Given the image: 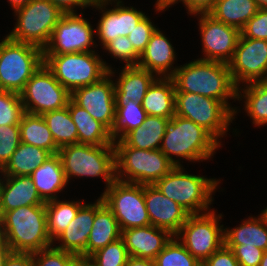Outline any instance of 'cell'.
<instances>
[{"mask_svg": "<svg viewBox=\"0 0 267 266\" xmlns=\"http://www.w3.org/2000/svg\"><path fill=\"white\" fill-rule=\"evenodd\" d=\"M171 78L175 92L195 93L222 101L237 114L238 107L233 108L228 102L229 98L234 101L238 99V87L232 79L228 64L199 58L178 66Z\"/></svg>", "mask_w": 267, "mask_h": 266, "instance_id": "obj_1", "label": "cell"}, {"mask_svg": "<svg viewBox=\"0 0 267 266\" xmlns=\"http://www.w3.org/2000/svg\"><path fill=\"white\" fill-rule=\"evenodd\" d=\"M0 235L14 253H35L52 246L45 205L22 206L0 217Z\"/></svg>", "mask_w": 267, "mask_h": 266, "instance_id": "obj_2", "label": "cell"}, {"mask_svg": "<svg viewBox=\"0 0 267 266\" xmlns=\"http://www.w3.org/2000/svg\"><path fill=\"white\" fill-rule=\"evenodd\" d=\"M221 145L203 127L174 115L167 124L160 150L175 166H182L180 158L192 162L208 160ZM172 155L180 158L176 160Z\"/></svg>", "mask_w": 267, "mask_h": 266, "instance_id": "obj_3", "label": "cell"}, {"mask_svg": "<svg viewBox=\"0 0 267 266\" xmlns=\"http://www.w3.org/2000/svg\"><path fill=\"white\" fill-rule=\"evenodd\" d=\"M184 169L183 166H174L154 185L190 215L211 211L209 205L213 202L212 195L220 179L185 173Z\"/></svg>", "mask_w": 267, "mask_h": 266, "instance_id": "obj_4", "label": "cell"}, {"mask_svg": "<svg viewBox=\"0 0 267 266\" xmlns=\"http://www.w3.org/2000/svg\"><path fill=\"white\" fill-rule=\"evenodd\" d=\"M67 181L71 177H102L106 189L116 180L114 145L69 144L59 148Z\"/></svg>", "mask_w": 267, "mask_h": 266, "instance_id": "obj_5", "label": "cell"}, {"mask_svg": "<svg viewBox=\"0 0 267 266\" xmlns=\"http://www.w3.org/2000/svg\"><path fill=\"white\" fill-rule=\"evenodd\" d=\"M114 147L116 179L123 182L154 185L175 166L160 149L141 150L122 140L114 141Z\"/></svg>", "mask_w": 267, "mask_h": 266, "instance_id": "obj_6", "label": "cell"}, {"mask_svg": "<svg viewBox=\"0 0 267 266\" xmlns=\"http://www.w3.org/2000/svg\"><path fill=\"white\" fill-rule=\"evenodd\" d=\"M44 64L70 93L100 81L112 69L95 51L43 54Z\"/></svg>", "mask_w": 267, "mask_h": 266, "instance_id": "obj_7", "label": "cell"}, {"mask_svg": "<svg viewBox=\"0 0 267 266\" xmlns=\"http://www.w3.org/2000/svg\"><path fill=\"white\" fill-rule=\"evenodd\" d=\"M43 63L42 49L6 36L0 42V90L20 94Z\"/></svg>", "mask_w": 267, "mask_h": 266, "instance_id": "obj_8", "label": "cell"}, {"mask_svg": "<svg viewBox=\"0 0 267 266\" xmlns=\"http://www.w3.org/2000/svg\"><path fill=\"white\" fill-rule=\"evenodd\" d=\"M14 13L17 22L7 36L13 41L31 44L42 50L64 14L50 0H31Z\"/></svg>", "mask_w": 267, "mask_h": 266, "instance_id": "obj_9", "label": "cell"}, {"mask_svg": "<svg viewBox=\"0 0 267 266\" xmlns=\"http://www.w3.org/2000/svg\"><path fill=\"white\" fill-rule=\"evenodd\" d=\"M175 115L203 127L220 144L219 140L235 119V114L222 101L187 92H175Z\"/></svg>", "mask_w": 267, "mask_h": 266, "instance_id": "obj_10", "label": "cell"}, {"mask_svg": "<svg viewBox=\"0 0 267 266\" xmlns=\"http://www.w3.org/2000/svg\"><path fill=\"white\" fill-rule=\"evenodd\" d=\"M120 229L151 225L144 199V185L115 180L100 196Z\"/></svg>", "mask_w": 267, "mask_h": 266, "instance_id": "obj_11", "label": "cell"}, {"mask_svg": "<svg viewBox=\"0 0 267 266\" xmlns=\"http://www.w3.org/2000/svg\"><path fill=\"white\" fill-rule=\"evenodd\" d=\"M222 214L214 210L189 215L175 235L187 251L203 263L224 244V226L219 225Z\"/></svg>", "mask_w": 267, "mask_h": 266, "instance_id": "obj_12", "label": "cell"}, {"mask_svg": "<svg viewBox=\"0 0 267 266\" xmlns=\"http://www.w3.org/2000/svg\"><path fill=\"white\" fill-rule=\"evenodd\" d=\"M25 112L42 115L67 106L71 93L54 77L43 63L26 82L20 93Z\"/></svg>", "mask_w": 267, "mask_h": 266, "instance_id": "obj_13", "label": "cell"}, {"mask_svg": "<svg viewBox=\"0 0 267 266\" xmlns=\"http://www.w3.org/2000/svg\"><path fill=\"white\" fill-rule=\"evenodd\" d=\"M93 26L83 18V13H64L51 38L43 49V54H69L96 51Z\"/></svg>", "mask_w": 267, "mask_h": 266, "instance_id": "obj_14", "label": "cell"}, {"mask_svg": "<svg viewBox=\"0 0 267 266\" xmlns=\"http://www.w3.org/2000/svg\"><path fill=\"white\" fill-rule=\"evenodd\" d=\"M237 87L263 81L267 74V40L239 36L236 49L228 63Z\"/></svg>", "mask_w": 267, "mask_h": 266, "instance_id": "obj_15", "label": "cell"}, {"mask_svg": "<svg viewBox=\"0 0 267 266\" xmlns=\"http://www.w3.org/2000/svg\"><path fill=\"white\" fill-rule=\"evenodd\" d=\"M110 69L108 74L100 81L74 90L71 100L79 107L85 109L93 119L102 123L109 131L115 121V75Z\"/></svg>", "mask_w": 267, "mask_h": 266, "instance_id": "obj_16", "label": "cell"}, {"mask_svg": "<svg viewBox=\"0 0 267 266\" xmlns=\"http://www.w3.org/2000/svg\"><path fill=\"white\" fill-rule=\"evenodd\" d=\"M202 38L204 60L228 64L234 54L240 30L216 20L209 13L196 14Z\"/></svg>", "mask_w": 267, "mask_h": 266, "instance_id": "obj_17", "label": "cell"}, {"mask_svg": "<svg viewBox=\"0 0 267 266\" xmlns=\"http://www.w3.org/2000/svg\"><path fill=\"white\" fill-rule=\"evenodd\" d=\"M114 2V3H113ZM113 4V8L107 9ZM94 8L102 13L97 23L96 36L104 47L118 36H128L134 27L146 16L136 8L125 7L121 0H98Z\"/></svg>", "mask_w": 267, "mask_h": 266, "instance_id": "obj_18", "label": "cell"}, {"mask_svg": "<svg viewBox=\"0 0 267 266\" xmlns=\"http://www.w3.org/2000/svg\"><path fill=\"white\" fill-rule=\"evenodd\" d=\"M144 199L152 226L168 230L175 236L190 215L155 185H144Z\"/></svg>", "mask_w": 267, "mask_h": 266, "instance_id": "obj_19", "label": "cell"}, {"mask_svg": "<svg viewBox=\"0 0 267 266\" xmlns=\"http://www.w3.org/2000/svg\"><path fill=\"white\" fill-rule=\"evenodd\" d=\"M173 235L152 225L122 230L121 238L129 256L154 260Z\"/></svg>", "mask_w": 267, "mask_h": 266, "instance_id": "obj_20", "label": "cell"}, {"mask_svg": "<svg viewBox=\"0 0 267 266\" xmlns=\"http://www.w3.org/2000/svg\"><path fill=\"white\" fill-rule=\"evenodd\" d=\"M176 54L169 39L158 28L152 34L146 49L140 55L138 67L146 69L160 78H171L177 66ZM172 69V70H171Z\"/></svg>", "mask_w": 267, "mask_h": 266, "instance_id": "obj_21", "label": "cell"}, {"mask_svg": "<svg viewBox=\"0 0 267 266\" xmlns=\"http://www.w3.org/2000/svg\"><path fill=\"white\" fill-rule=\"evenodd\" d=\"M95 219V203L85 204L79 209L75 218L67 228L54 240L61 242L54 246L77 255L80 260H86L87 241Z\"/></svg>", "mask_w": 267, "mask_h": 266, "instance_id": "obj_22", "label": "cell"}, {"mask_svg": "<svg viewBox=\"0 0 267 266\" xmlns=\"http://www.w3.org/2000/svg\"><path fill=\"white\" fill-rule=\"evenodd\" d=\"M119 77L114 82L115 106L133 102H143L151 84L158 78L146 69L138 66H124Z\"/></svg>", "mask_w": 267, "mask_h": 266, "instance_id": "obj_23", "label": "cell"}, {"mask_svg": "<svg viewBox=\"0 0 267 266\" xmlns=\"http://www.w3.org/2000/svg\"><path fill=\"white\" fill-rule=\"evenodd\" d=\"M29 205H45L30 176H3L0 196L1 216Z\"/></svg>", "mask_w": 267, "mask_h": 266, "instance_id": "obj_24", "label": "cell"}, {"mask_svg": "<svg viewBox=\"0 0 267 266\" xmlns=\"http://www.w3.org/2000/svg\"><path fill=\"white\" fill-rule=\"evenodd\" d=\"M121 234L117 219L99 197L95 201V219L87 241L86 259L97 250L121 238Z\"/></svg>", "mask_w": 267, "mask_h": 266, "instance_id": "obj_25", "label": "cell"}, {"mask_svg": "<svg viewBox=\"0 0 267 266\" xmlns=\"http://www.w3.org/2000/svg\"><path fill=\"white\" fill-rule=\"evenodd\" d=\"M30 177L45 203L58 199L57 193L68 185L58 153L48 158Z\"/></svg>", "mask_w": 267, "mask_h": 266, "instance_id": "obj_26", "label": "cell"}, {"mask_svg": "<svg viewBox=\"0 0 267 266\" xmlns=\"http://www.w3.org/2000/svg\"><path fill=\"white\" fill-rule=\"evenodd\" d=\"M147 115L171 119L175 115V84L172 78H157L143 98Z\"/></svg>", "mask_w": 267, "mask_h": 266, "instance_id": "obj_27", "label": "cell"}, {"mask_svg": "<svg viewBox=\"0 0 267 266\" xmlns=\"http://www.w3.org/2000/svg\"><path fill=\"white\" fill-rule=\"evenodd\" d=\"M68 109L77 127L78 143L94 146L114 145L110 137V131L83 108L76 105L71 99L68 101Z\"/></svg>", "mask_w": 267, "mask_h": 266, "instance_id": "obj_28", "label": "cell"}, {"mask_svg": "<svg viewBox=\"0 0 267 266\" xmlns=\"http://www.w3.org/2000/svg\"><path fill=\"white\" fill-rule=\"evenodd\" d=\"M225 245H245L267 250V223L260 214L257 217H249L242 221L236 228L224 227Z\"/></svg>", "mask_w": 267, "mask_h": 266, "instance_id": "obj_29", "label": "cell"}, {"mask_svg": "<svg viewBox=\"0 0 267 266\" xmlns=\"http://www.w3.org/2000/svg\"><path fill=\"white\" fill-rule=\"evenodd\" d=\"M170 119L147 115L140 127L128 132L121 140L129 147L141 150L160 149Z\"/></svg>", "mask_w": 267, "mask_h": 266, "instance_id": "obj_30", "label": "cell"}, {"mask_svg": "<svg viewBox=\"0 0 267 266\" xmlns=\"http://www.w3.org/2000/svg\"><path fill=\"white\" fill-rule=\"evenodd\" d=\"M52 155L50 151L21 142L0 173L3 176H30Z\"/></svg>", "mask_w": 267, "mask_h": 266, "instance_id": "obj_31", "label": "cell"}, {"mask_svg": "<svg viewBox=\"0 0 267 266\" xmlns=\"http://www.w3.org/2000/svg\"><path fill=\"white\" fill-rule=\"evenodd\" d=\"M259 9L255 0H216L209 14L216 20L241 31Z\"/></svg>", "mask_w": 267, "mask_h": 266, "instance_id": "obj_32", "label": "cell"}, {"mask_svg": "<svg viewBox=\"0 0 267 266\" xmlns=\"http://www.w3.org/2000/svg\"><path fill=\"white\" fill-rule=\"evenodd\" d=\"M21 142L50 151L52 154L59 152L51 131L47 127L42 115H35L25 112L20 124Z\"/></svg>", "mask_w": 267, "mask_h": 266, "instance_id": "obj_33", "label": "cell"}, {"mask_svg": "<svg viewBox=\"0 0 267 266\" xmlns=\"http://www.w3.org/2000/svg\"><path fill=\"white\" fill-rule=\"evenodd\" d=\"M238 87L237 100L244 101V110L256 126L267 125V84L263 81L244 84Z\"/></svg>", "mask_w": 267, "mask_h": 266, "instance_id": "obj_34", "label": "cell"}, {"mask_svg": "<svg viewBox=\"0 0 267 266\" xmlns=\"http://www.w3.org/2000/svg\"><path fill=\"white\" fill-rule=\"evenodd\" d=\"M84 204L81 201L52 200L45 203L47 231L52 242L67 228Z\"/></svg>", "mask_w": 267, "mask_h": 266, "instance_id": "obj_35", "label": "cell"}, {"mask_svg": "<svg viewBox=\"0 0 267 266\" xmlns=\"http://www.w3.org/2000/svg\"><path fill=\"white\" fill-rule=\"evenodd\" d=\"M47 127L51 131L55 144L62 146L78 143V131L71 119L68 106L42 114Z\"/></svg>", "mask_w": 267, "mask_h": 266, "instance_id": "obj_36", "label": "cell"}, {"mask_svg": "<svg viewBox=\"0 0 267 266\" xmlns=\"http://www.w3.org/2000/svg\"><path fill=\"white\" fill-rule=\"evenodd\" d=\"M115 121L110 130L113 141L121 140L128 132L140 127L147 114L142 103L129 101L122 106H115Z\"/></svg>", "mask_w": 267, "mask_h": 266, "instance_id": "obj_37", "label": "cell"}, {"mask_svg": "<svg viewBox=\"0 0 267 266\" xmlns=\"http://www.w3.org/2000/svg\"><path fill=\"white\" fill-rule=\"evenodd\" d=\"M156 266H201L184 245L173 236L164 249L154 259Z\"/></svg>", "mask_w": 267, "mask_h": 266, "instance_id": "obj_38", "label": "cell"}, {"mask_svg": "<svg viewBox=\"0 0 267 266\" xmlns=\"http://www.w3.org/2000/svg\"><path fill=\"white\" fill-rule=\"evenodd\" d=\"M129 258L122 238L109 243L90 255L86 261L91 266H125Z\"/></svg>", "mask_w": 267, "mask_h": 266, "instance_id": "obj_39", "label": "cell"}, {"mask_svg": "<svg viewBox=\"0 0 267 266\" xmlns=\"http://www.w3.org/2000/svg\"><path fill=\"white\" fill-rule=\"evenodd\" d=\"M24 113L20 94L0 90V126L19 125Z\"/></svg>", "mask_w": 267, "mask_h": 266, "instance_id": "obj_40", "label": "cell"}, {"mask_svg": "<svg viewBox=\"0 0 267 266\" xmlns=\"http://www.w3.org/2000/svg\"><path fill=\"white\" fill-rule=\"evenodd\" d=\"M34 266H76L80 258L68 251L59 250L53 245L32 253Z\"/></svg>", "mask_w": 267, "mask_h": 266, "instance_id": "obj_41", "label": "cell"}, {"mask_svg": "<svg viewBox=\"0 0 267 266\" xmlns=\"http://www.w3.org/2000/svg\"><path fill=\"white\" fill-rule=\"evenodd\" d=\"M20 143L19 125L0 126V170L10 161Z\"/></svg>", "mask_w": 267, "mask_h": 266, "instance_id": "obj_42", "label": "cell"}, {"mask_svg": "<svg viewBox=\"0 0 267 266\" xmlns=\"http://www.w3.org/2000/svg\"><path fill=\"white\" fill-rule=\"evenodd\" d=\"M114 58L124 61L125 66H137L140 55L135 51L128 36H118L109 41L104 47Z\"/></svg>", "mask_w": 267, "mask_h": 266, "instance_id": "obj_43", "label": "cell"}, {"mask_svg": "<svg viewBox=\"0 0 267 266\" xmlns=\"http://www.w3.org/2000/svg\"><path fill=\"white\" fill-rule=\"evenodd\" d=\"M156 29L157 28L151 22V19L148 18V16H145L128 34L129 40L139 55L146 49V46Z\"/></svg>", "mask_w": 267, "mask_h": 266, "instance_id": "obj_44", "label": "cell"}, {"mask_svg": "<svg viewBox=\"0 0 267 266\" xmlns=\"http://www.w3.org/2000/svg\"><path fill=\"white\" fill-rule=\"evenodd\" d=\"M245 38L267 40V9H259L240 31Z\"/></svg>", "mask_w": 267, "mask_h": 266, "instance_id": "obj_45", "label": "cell"}, {"mask_svg": "<svg viewBox=\"0 0 267 266\" xmlns=\"http://www.w3.org/2000/svg\"><path fill=\"white\" fill-rule=\"evenodd\" d=\"M231 248L240 266H259L264 250L255 246L226 245Z\"/></svg>", "mask_w": 267, "mask_h": 266, "instance_id": "obj_46", "label": "cell"}, {"mask_svg": "<svg viewBox=\"0 0 267 266\" xmlns=\"http://www.w3.org/2000/svg\"><path fill=\"white\" fill-rule=\"evenodd\" d=\"M202 266H240L232 249L223 244Z\"/></svg>", "mask_w": 267, "mask_h": 266, "instance_id": "obj_47", "label": "cell"}, {"mask_svg": "<svg viewBox=\"0 0 267 266\" xmlns=\"http://www.w3.org/2000/svg\"><path fill=\"white\" fill-rule=\"evenodd\" d=\"M181 1L188 10V14L191 15L209 13L216 3V0H174L172 4L174 5Z\"/></svg>", "mask_w": 267, "mask_h": 266, "instance_id": "obj_48", "label": "cell"}, {"mask_svg": "<svg viewBox=\"0 0 267 266\" xmlns=\"http://www.w3.org/2000/svg\"><path fill=\"white\" fill-rule=\"evenodd\" d=\"M64 13H76L75 8L94 7L98 0H50Z\"/></svg>", "mask_w": 267, "mask_h": 266, "instance_id": "obj_49", "label": "cell"}, {"mask_svg": "<svg viewBox=\"0 0 267 266\" xmlns=\"http://www.w3.org/2000/svg\"><path fill=\"white\" fill-rule=\"evenodd\" d=\"M4 266H34L32 254L12 252L6 259Z\"/></svg>", "mask_w": 267, "mask_h": 266, "instance_id": "obj_50", "label": "cell"}, {"mask_svg": "<svg viewBox=\"0 0 267 266\" xmlns=\"http://www.w3.org/2000/svg\"><path fill=\"white\" fill-rule=\"evenodd\" d=\"M125 266H156L152 259L129 256Z\"/></svg>", "mask_w": 267, "mask_h": 266, "instance_id": "obj_51", "label": "cell"}, {"mask_svg": "<svg viewBox=\"0 0 267 266\" xmlns=\"http://www.w3.org/2000/svg\"><path fill=\"white\" fill-rule=\"evenodd\" d=\"M12 253L11 248L0 235V266H4L6 259Z\"/></svg>", "mask_w": 267, "mask_h": 266, "instance_id": "obj_52", "label": "cell"}, {"mask_svg": "<svg viewBox=\"0 0 267 266\" xmlns=\"http://www.w3.org/2000/svg\"><path fill=\"white\" fill-rule=\"evenodd\" d=\"M173 2L174 0H157L155 3V10L158 12H163L165 9L171 7Z\"/></svg>", "mask_w": 267, "mask_h": 266, "instance_id": "obj_53", "label": "cell"}, {"mask_svg": "<svg viewBox=\"0 0 267 266\" xmlns=\"http://www.w3.org/2000/svg\"><path fill=\"white\" fill-rule=\"evenodd\" d=\"M8 1L10 2L11 7L15 11L21 7H24L31 0H8Z\"/></svg>", "mask_w": 267, "mask_h": 266, "instance_id": "obj_54", "label": "cell"}, {"mask_svg": "<svg viewBox=\"0 0 267 266\" xmlns=\"http://www.w3.org/2000/svg\"><path fill=\"white\" fill-rule=\"evenodd\" d=\"M260 9H267V0H255Z\"/></svg>", "mask_w": 267, "mask_h": 266, "instance_id": "obj_55", "label": "cell"}, {"mask_svg": "<svg viewBox=\"0 0 267 266\" xmlns=\"http://www.w3.org/2000/svg\"><path fill=\"white\" fill-rule=\"evenodd\" d=\"M259 266H267V250L264 251L260 265Z\"/></svg>", "mask_w": 267, "mask_h": 266, "instance_id": "obj_56", "label": "cell"}, {"mask_svg": "<svg viewBox=\"0 0 267 266\" xmlns=\"http://www.w3.org/2000/svg\"><path fill=\"white\" fill-rule=\"evenodd\" d=\"M76 266H91L86 260H80Z\"/></svg>", "mask_w": 267, "mask_h": 266, "instance_id": "obj_57", "label": "cell"}, {"mask_svg": "<svg viewBox=\"0 0 267 266\" xmlns=\"http://www.w3.org/2000/svg\"><path fill=\"white\" fill-rule=\"evenodd\" d=\"M261 215L264 217V219H265V221H266V223H267V207H266V209H264V210L262 211Z\"/></svg>", "mask_w": 267, "mask_h": 266, "instance_id": "obj_58", "label": "cell"}, {"mask_svg": "<svg viewBox=\"0 0 267 266\" xmlns=\"http://www.w3.org/2000/svg\"><path fill=\"white\" fill-rule=\"evenodd\" d=\"M1 175H0V196H1V185H2V180H3V177H2V179H1ZM0 217H1V211H0Z\"/></svg>", "mask_w": 267, "mask_h": 266, "instance_id": "obj_59", "label": "cell"}, {"mask_svg": "<svg viewBox=\"0 0 267 266\" xmlns=\"http://www.w3.org/2000/svg\"><path fill=\"white\" fill-rule=\"evenodd\" d=\"M263 82H264L265 84H267V74H266V77H265V79L263 80Z\"/></svg>", "mask_w": 267, "mask_h": 266, "instance_id": "obj_60", "label": "cell"}]
</instances>
